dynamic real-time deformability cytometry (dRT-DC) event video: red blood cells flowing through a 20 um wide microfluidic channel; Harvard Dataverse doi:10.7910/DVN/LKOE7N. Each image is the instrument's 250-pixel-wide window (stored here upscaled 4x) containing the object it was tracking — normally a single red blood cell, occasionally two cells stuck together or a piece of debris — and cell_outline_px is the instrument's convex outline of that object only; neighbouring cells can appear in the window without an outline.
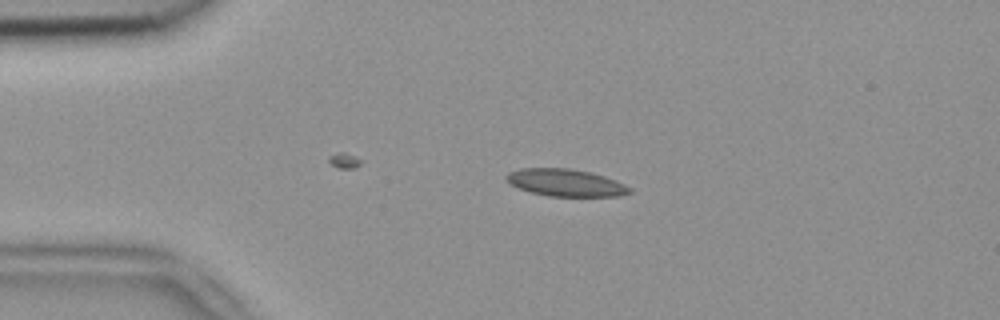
{"species": "common noctule bat (a hibernating species)", "species_latin": "Nyctalus noctula", "temperature_condition": "room temperature", "stored_images_in_passage": 2, "camera_frame_rate_fps": 3000, "um_per_image_px": 0.085, "animal": {"sex": "female", "body_mass_g": 18.4}, "frame": {"image": 1, "passage_image": 2, "time_ms": 0.333, "image_size_px": [1000, 320], "cell_outline_px": [[632, 192], [620, 196], [548, 196], [532, 192], [520, 188], [512, 184], [504, 176], [508, 172], [520, 168], [568, 168], [588, 172], [604, 176], [616, 180], [632, 188]], "centroid_in_image_um": [48.1, 15.52], "position_along_channel_um": 36.9, "area_um2": 19.42}}